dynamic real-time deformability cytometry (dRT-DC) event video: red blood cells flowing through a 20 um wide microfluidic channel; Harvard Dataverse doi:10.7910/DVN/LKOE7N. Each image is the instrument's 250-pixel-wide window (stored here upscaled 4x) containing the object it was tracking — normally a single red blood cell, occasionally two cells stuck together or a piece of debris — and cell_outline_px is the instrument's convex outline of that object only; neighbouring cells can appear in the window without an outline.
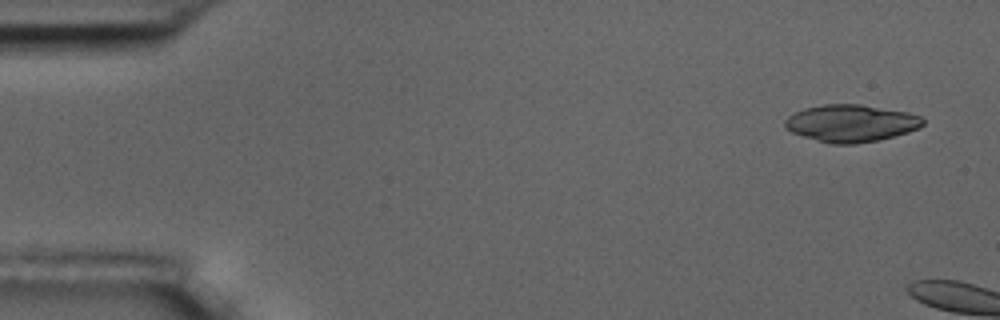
{"species": "common noctule bat (a hibernating species)", "species_latin": "Nyctalus noctula", "temperature_condition": "room temperature", "stored_images_in_passage": 3, "camera_frame_rate_fps": 3000, "um_per_image_px": 0.085, "animal": {"sex": "male", "body_mass_g": 17.5, "forearm_length_mm": 52.3}, "frame": {"image": 1, "passage_image": 1, "time_ms": 0.0, "image_size_px": [1000, 320], "cell_outline_px": [[924, 124], [920, 128], [908, 132], [876, 140], [856, 144], [832, 144], [804, 136], [792, 132], [784, 128], [784, 120], [792, 112], [804, 108], [824, 104], [860, 104], [908, 112], [920, 116], [924, 120]], "centroid_in_image_um": [72.31, 10.46], "position_along_channel_um": 12.7, "area_um2": 29.94}}